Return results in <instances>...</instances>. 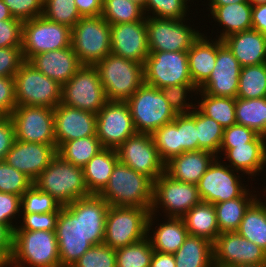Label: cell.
I'll use <instances>...</instances> for the list:
<instances>
[{
	"label": "cell",
	"mask_w": 266,
	"mask_h": 267,
	"mask_svg": "<svg viewBox=\"0 0 266 267\" xmlns=\"http://www.w3.org/2000/svg\"><path fill=\"white\" fill-rule=\"evenodd\" d=\"M108 208L96 194L62 206L55 230L61 267H72L92 246L104 243Z\"/></svg>",
	"instance_id": "cell-1"
},
{
	"label": "cell",
	"mask_w": 266,
	"mask_h": 267,
	"mask_svg": "<svg viewBox=\"0 0 266 267\" xmlns=\"http://www.w3.org/2000/svg\"><path fill=\"white\" fill-rule=\"evenodd\" d=\"M154 181L117 162L108 184L98 194L109 206L142 207L151 211Z\"/></svg>",
	"instance_id": "cell-2"
},
{
	"label": "cell",
	"mask_w": 266,
	"mask_h": 267,
	"mask_svg": "<svg viewBox=\"0 0 266 267\" xmlns=\"http://www.w3.org/2000/svg\"><path fill=\"white\" fill-rule=\"evenodd\" d=\"M33 185L50 194L62 206L92 195L86 186L83 168L69 163L58 154L33 181Z\"/></svg>",
	"instance_id": "cell-3"
},
{
	"label": "cell",
	"mask_w": 266,
	"mask_h": 267,
	"mask_svg": "<svg viewBox=\"0 0 266 267\" xmlns=\"http://www.w3.org/2000/svg\"><path fill=\"white\" fill-rule=\"evenodd\" d=\"M10 267H61L55 231L14 230Z\"/></svg>",
	"instance_id": "cell-4"
},
{
	"label": "cell",
	"mask_w": 266,
	"mask_h": 267,
	"mask_svg": "<svg viewBox=\"0 0 266 267\" xmlns=\"http://www.w3.org/2000/svg\"><path fill=\"white\" fill-rule=\"evenodd\" d=\"M95 67L108 101L126 102L145 82L144 65L110 53Z\"/></svg>",
	"instance_id": "cell-5"
},
{
	"label": "cell",
	"mask_w": 266,
	"mask_h": 267,
	"mask_svg": "<svg viewBox=\"0 0 266 267\" xmlns=\"http://www.w3.org/2000/svg\"><path fill=\"white\" fill-rule=\"evenodd\" d=\"M110 24L99 16L82 17L71 28V46L82 65L95 66L111 53Z\"/></svg>",
	"instance_id": "cell-6"
},
{
	"label": "cell",
	"mask_w": 266,
	"mask_h": 267,
	"mask_svg": "<svg viewBox=\"0 0 266 267\" xmlns=\"http://www.w3.org/2000/svg\"><path fill=\"white\" fill-rule=\"evenodd\" d=\"M126 102L137 133L152 134L177 115L161 90L145 83Z\"/></svg>",
	"instance_id": "cell-7"
},
{
	"label": "cell",
	"mask_w": 266,
	"mask_h": 267,
	"mask_svg": "<svg viewBox=\"0 0 266 267\" xmlns=\"http://www.w3.org/2000/svg\"><path fill=\"white\" fill-rule=\"evenodd\" d=\"M149 213L148 209L142 207L109 206L104 244L116 250L147 237Z\"/></svg>",
	"instance_id": "cell-8"
},
{
	"label": "cell",
	"mask_w": 266,
	"mask_h": 267,
	"mask_svg": "<svg viewBox=\"0 0 266 267\" xmlns=\"http://www.w3.org/2000/svg\"><path fill=\"white\" fill-rule=\"evenodd\" d=\"M17 106H43L54 109L61 103L62 86L25 61L14 75Z\"/></svg>",
	"instance_id": "cell-9"
},
{
	"label": "cell",
	"mask_w": 266,
	"mask_h": 267,
	"mask_svg": "<svg viewBox=\"0 0 266 267\" xmlns=\"http://www.w3.org/2000/svg\"><path fill=\"white\" fill-rule=\"evenodd\" d=\"M108 101L95 66L82 65L72 78L62 85L61 103L97 114Z\"/></svg>",
	"instance_id": "cell-10"
},
{
	"label": "cell",
	"mask_w": 266,
	"mask_h": 267,
	"mask_svg": "<svg viewBox=\"0 0 266 267\" xmlns=\"http://www.w3.org/2000/svg\"><path fill=\"white\" fill-rule=\"evenodd\" d=\"M71 46V28L43 15L23 22L22 52L25 61L34 55Z\"/></svg>",
	"instance_id": "cell-11"
},
{
	"label": "cell",
	"mask_w": 266,
	"mask_h": 267,
	"mask_svg": "<svg viewBox=\"0 0 266 267\" xmlns=\"http://www.w3.org/2000/svg\"><path fill=\"white\" fill-rule=\"evenodd\" d=\"M200 201L197 185L176 181L164 172L154 181L150 213L161 210L165 217L182 218Z\"/></svg>",
	"instance_id": "cell-12"
},
{
	"label": "cell",
	"mask_w": 266,
	"mask_h": 267,
	"mask_svg": "<svg viewBox=\"0 0 266 267\" xmlns=\"http://www.w3.org/2000/svg\"><path fill=\"white\" fill-rule=\"evenodd\" d=\"M144 62V82L162 89L177 84H193L187 51H149Z\"/></svg>",
	"instance_id": "cell-13"
},
{
	"label": "cell",
	"mask_w": 266,
	"mask_h": 267,
	"mask_svg": "<svg viewBox=\"0 0 266 267\" xmlns=\"http://www.w3.org/2000/svg\"><path fill=\"white\" fill-rule=\"evenodd\" d=\"M187 20L188 17L180 20L146 17L149 51H188L202 32L187 25Z\"/></svg>",
	"instance_id": "cell-14"
},
{
	"label": "cell",
	"mask_w": 266,
	"mask_h": 267,
	"mask_svg": "<svg viewBox=\"0 0 266 267\" xmlns=\"http://www.w3.org/2000/svg\"><path fill=\"white\" fill-rule=\"evenodd\" d=\"M240 175L243 174L216 158L197 183L201 201L216 204L241 197L248 185L243 184Z\"/></svg>",
	"instance_id": "cell-15"
},
{
	"label": "cell",
	"mask_w": 266,
	"mask_h": 267,
	"mask_svg": "<svg viewBox=\"0 0 266 267\" xmlns=\"http://www.w3.org/2000/svg\"><path fill=\"white\" fill-rule=\"evenodd\" d=\"M10 118L14 122L16 140L56 144L54 109L43 106H16Z\"/></svg>",
	"instance_id": "cell-16"
},
{
	"label": "cell",
	"mask_w": 266,
	"mask_h": 267,
	"mask_svg": "<svg viewBox=\"0 0 266 267\" xmlns=\"http://www.w3.org/2000/svg\"><path fill=\"white\" fill-rule=\"evenodd\" d=\"M96 116V136L103 148L116 150L137 133L127 102L107 101Z\"/></svg>",
	"instance_id": "cell-17"
},
{
	"label": "cell",
	"mask_w": 266,
	"mask_h": 267,
	"mask_svg": "<svg viewBox=\"0 0 266 267\" xmlns=\"http://www.w3.org/2000/svg\"><path fill=\"white\" fill-rule=\"evenodd\" d=\"M116 151L121 163L153 181L165 172V162L161 159L151 134L136 133L128 137Z\"/></svg>",
	"instance_id": "cell-18"
},
{
	"label": "cell",
	"mask_w": 266,
	"mask_h": 267,
	"mask_svg": "<svg viewBox=\"0 0 266 267\" xmlns=\"http://www.w3.org/2000/svg\"><path fill=\"white\" fill-rule=\"evenodd\" d=\"M266 263V251L237 232H223L213 242L214 267Z\"/></svg>",
	"instance_id": "cell-19"
},
{
	"label": "cell",
	"mask_w": 266,
	"mask_h": 267,
	"mask_svg": "<svg viewBox=\"0 0 266 267\" xmlns=\"http://www.w3.org/2000/svg\"><path fill=\"white\" fill-rule=\"evenodd\" d=\"M111 53L144 64L149 55L146 17L142 21L110 25Z\"/></svg>",
	"instance_id": "cell-20"
},
{
	"label": "cell",
	"mask_w": 266,
	"mask_h": 267,
	"mask_svg": "<svg viewBox=\"0 0 266 267\" xmlns=\"http://www.w3.org/2000/svg\"><path fill=\"white\" fill-rule=\"evenodd\" d=\"M242 66L223 43L217 50V59L210 77L198 88L213 96L237 97Z\"/></svg>",
	"instance_id": "cell-21"
},
{
	"label": "cell",
	"mask_w": 266,
	"mask_h": 267,
	"mask_svg": "<svg viewBox=\"0 0 266 267\" xmlns=\"http://www.w3.org/2000/svg\"><path fill=\"white\" fill-rule=\"evenodd\" d=\"M56 154V144L15 140L4 161L34 181Z\"/></svg>",
	"instance_id": "cell-22"
},
{
	"label": "cell",
	"mask_w": 266,
	"mask_h": 267,
	"mask_svg": "<svg viewBox=\"0 0 266 267\" xmlns=\"http://www.w3.org/2000/svg\"><path fill=\"white\" fill-rule=\"evenodd\" d=\"M96 121L94 113L58 104L54 108L56 147L67 141L95 136Z\"/></svg>",
	"instance_id": "cell-23"
},
{
	"label": "cell",
	"mask_w": 266,
	"mask_h": 267,
	"mask_svg": "<svg viewBox=\"0 0 266 267\" xmlns=\"http://www.w3.org/2000/svg\"><path fill=\"white\" fill-rule=\"evenodd\" d=\"M265 149L266 137L258 135L252 142L245 143V145H221L218 158L225 156V161H221L227 160L229 167L243 175L246 173L249 179L252 178L251 176L256 177L264 170Z\"/></svg>",
	"instance_id": "cell-24"
},
{
	"label": "cell",
	"mask_w": 266,
	"mask_h": 267,
	"mask_svg": "<svg viewBox=\"0 0 266 267\" xmlns=\"http://www.w3.org/2000/svg\"><path fill=\"white\" fill-rule=\"evenodd\" d=\"M28 62L61 86L82 67L72 46L36 54Z\"/></svg>",
	"instance_id": "cell-25"
},
{
	"label": "cell",
	"mask_w": 266,
	"mask_h": 267,
	"mask_svg": "<svg viewBox=\"0 0 266 267\" xmlns=\"http://www.w3.org/2000/svg\"><path fill=\"white\" fill-rule=\"evenodd\" d=\"M216 158L204 150L184 152L165 163V173L176 181L197 185Z\"/></svg>",
	"instance_id": "cell-26"
},
{
	"label": "cell",
	"mask_w": 266,
	"mask_h": 267,
	"mask_svg": "<svg viewBox=\"0 0 266 267\" xmlns=\"http://www.w3.org/2000/svg\"><path fill=\"white\" fill-rule=\"evenodd\" d=\"M222 41L242 67L266 63V36L259 31L236 32Z\"/></svg>",
	"instance_id": "cell-27"
},
{
	"label": "cell",
	"mask_w": 266,
	"mask_h": 267,
	"mask_svg": "<svg viewBox=\"0 0 266 267\" xmlns=\"http://www.w3.org/2000/svg\"><path fill=\"white\" fill-rule=\"evenodd\" d=\"M155 216H158V214L149 213L147 220V237L149 238L154 251L175 253L189 235L183 219L165 217L166 221L164 220L163 223L160 222V224L158 223L157 226L153 227V223L157 222L156 218H158ZM150 230L152 231L150 232Z\"/></svg>",
	"instance_id": "cell-28"
},
{
	"label": "cell",
	"mask_w": 266,
	"mask_h": 267,
	"mask_svg": "<svg viewBox=\"0 0 266 267\" xmlns=\"http://www.w3.org/2000/svg\"><path fill=\"white\" fill-rule=\"evenodd\" d=\"M208 37L202 33L187 51L189 74L197 88L210 77L217 59V50L223 44L218 38L211 40L212 37Z\"/></svg>",
	"instance_id": "cell-29"
},
{
	"label": "cell",
	"mask_w": 266,
	"mask_h": 267,
	"mask_svg": "<svg viewBox=\"0 0 266 267\" xmlns=\"http://www.w3.org/2000/svg\"><path fill=\"white\" fill-rule=\"evenodd\" d=\"M211 18L223 28L218 39L228 35L252 29V5L249 2L233 3L225 6H209ZM225 28V29H224Z\"/></svg>",
	"instance_id": "cell-30"
},
{
	"label": "cell",
	"mask_w": 266,
	"mask_h": 267,
	"mask_svg": "<svg viewBox=\"0 0 266 267\" xmlns=\"http://www.w3.org/2000/svg\"><path fill=\"white\" fill-rule=\"evenodd\" d=\"M118 161L115 149L104 148L83 167L85 183L91 194L98 195L105 188Z\"/></svg>",
	"instance_id": "cell-31"
},
{
	"label": "cell",
	"mask_w": 266,
	"mask_h": 267,
	"mask_svg": "<svg viewBox=\"0 0 266 267\" xmlns=\"http://www.w3.org/2000/svg\"><path fill=\"white\" fill-rule=\"evenodd\" d=\"M182 219L189 235L204 237L213 243L220 234L214 204L200 201Z\"/></svg>",
	"instance_id": "cell-32"
},
{
	"label": "cell",
	"mask_w": 266,
	"mask_h": 267,
	"mask_svg": "<svg viewBox=\"0 0 266 267\" xmlns=\"http://www.w3.org/2000/svg\"><path fill=\"white\" fill-rule=\"evenodd\" d=\"M173 255L175 267H214L213 243L204 237L188 235Z\"/></svg>",
	"instance_id": "cell-33"
},
{
	"label": "cell",
	"mask_w": 266,
	"mask_h": 267,
	"mask_svg": "<svg viewBox=\"0 0 266 267\" xmlns=\"http://www.w3.org/2000/svg\"><path fill=\"white\" fill-rule=\"evenodd\" d=\"M251 193L248 189L241 197L214 204L220 233L238 230L246 210L259 196Z\"/></svg>",
	"instance_id": "cell-34"
},
{
	"label": "cell",
	"mask_w": 266,
	"mask_h": 267,
	"mask_svg": "<svg viewBox=\"0 0 266 267\" xmlns=\"http://www.w3.org/2000/svg\"><path fill=\"white\" fill-rule=\"evenodd\" d=\"M196 95L201 97V101H196V107L204 115L213 118L224 129L236 124V98L213 96L199 90Z\"/></svg>",
	"instance_id": "cell-35"
},
{
	"label": "cell",
	"mask_w": 266,
	"mask_h": 267,
	"mask_svg": "<svg viewBox=\"0 0 266 267\" xmlns=\"http://www.w3.org/2000/svg\"><path fill=\"white\" fill-rule=\"evenodd\" d=\"M236 232L266 251V206L258 198L246 210Z\"/></svg>",
	"instance_id": "cell-36"
},
{
	"label": "cell",
	"mask_w": 266,
	"mask_h": 267,
	"mask_svg": "<svg viewBox=\"0 0 266 267\" xmlns=\"http://www.w3.org/2000/svg\"><path fill=\"white\" fill-rule=\"evenodd\" d=\"M236 123L266 137V97L242 99L236 97Z\"/></svg>",
	"instance_id": "cell-37"
},
{
	"label": "cell",
	"mask_w": 266,
	"mask_h": 267,
	"mask_svg": "<svg viewBox=\"0 0 266 267\" xmlns=\"http://www.w3.org/2000/svg\"><path fill=\"white\" fill-rule=\"evenodd\" d=\"M103 149L95 135L64 142L57 148V154L69 163L83 168Z\"/></svg>",
	"instance_id": "cell-38"
},
{
	"label": "cell",
	"mask_w": 266,
	"mask_h": 267,
	"mask_svg": "<svg viewBox=\"0 0 266 267\" xmlns=\"http://www.w3.org/2000/svg\"><path fill=\"white\" fill-rule=\"evenodd\" d=\"M263 97H266V63L242 67L237 98L257 99Z\"/></svg>",
	"instance_id": "cell-39"
},
{
	"label": "cell",
	"mask_w": 266,
	"mask_h": 267,
	"mask_svg": "<svg viewBox=\"0 0 266 267\" xmlns=\"http://www.w3.org/2000/svg\"><path fill=\"white\" fill-rule=\"evenodd\" d=\"M101 16L110 25L145 19L143 8L130 0H103Z\"/></svg>",
	"instance_id": "cell-40"
},
{
	"label": "cell",
	"mask_w": 266,
	"mask_h": 267,
	"mask_svg": "<svg viewBox=\"0 0 266 267\" xmlns=\"http://www.w3.org/2000/svg\"><path fill=\"white\" fill-rule=\"evenodd\" d=\"M196 128L200 150L213 153L218 158V153L223 140L224 128L213 118L204 115L196 107Z\"/></svg>",
	"instance_id": "cell-41"
},
{
	"label": "cell",
	"mask_w": 266,
	"mask_h": 267,
	"mask_svg": "<svg viewBox=\"0 0 266 267\" xmlns=\"http://www.w3.org/2000/svg\"><path fill=\"white\" fill-rule=\"evenodd\" d=\"M151 135L155 147L165 163L172 157L180 155L179 114L175 116L173 122L163 125Z\"/></svg>",
	"instance_id": "cell-42"
},
{
	"label": "cell",
	"mask_w": 266,
	"mask_h": 267,
	"mask_svg": "<svg viewBox=\"0 0 266 267\" xmlns=\"http://www.w3.org/2000/svg\"><path fill=\"white\" fill-rule=\"evenodd\" d=\"M116 267H150L154 249L148 237L115 250Z\"/></svg>",
	"instance_id": "cell-43"
},
{
	"label": "cell",
	"mask_w": 266,
	"mask_h": 267,
	"mask_svg": "<svg viewBox=\"0 0 266 267\" xmlns=\"http://www.w3.org/2000/svg\"><path fill=\"white\" fill-rule=\"evenodd\" d=\"M43 16L70 28L82 18L75 0H44Z\"/></svg>",
	"instance_id": "cell-44"
},
{
	"label": "cell",
	"mask_w": 266,
	"mask_h": 267,
	"mask_svg": "<svg viewBox=\"0 0 266 267\" xmlns=\"http://www.w3.org/2000/svg\"><path fill=\"white\" fill-rule=\"evenodd\" d=\"M21 213L60 212L62 205L50 194L38 190L32 185L21 196Z\"/></svg>",
	"instance_id": "cell-45"
},
{
	"label": "cell",
	"mask_w": 266,
	"mask_h": 267,
	"mask_svg": "<svg viewBox=\"0 0 266 267\" xmlns=\"http://www.w3.org/2000/svg\"><path fill=\"white\" fill-rule=\"evenodd\" d=\"M188 4L187 0H147L143 11L145 17L180 20L187 17Z\"/></svg>",
	"instance_id": "cell-46"
},
{
	"label": "cell",
	"mask_w": 266,
	"mask_h": 267,
	"mask_svg": "<svg viewBox=\"0 0 266 267\" xmlns=\"http://www.w3.org/2000/svg\"><path fill=\"white\" fill-rule=\"evenodd\" d=\"M32 185L33 181L24 173L0 161V192L21 197Z\"/></svg>",
	"instance_id": "cell-47"
},
{
	"label": "cell",
	"mask_w": 266,
	"mask_h": 267,
	"mask_svg": "<svg viewBox=\"0 0 266 267\" xmlns=\"http://www.w3.org/2000/svg\"><path fill=\"white\" fill-rule=\"evenodd\" d=\"M160 90L176 114H187L196 106L193 102L187 101L191 94L197 93L198 88L194 84H177Z\"/></svg>",
	"instance_id": "cell-48"
},
{
	"label": "cell",
	"mask_w": 266,
	"mask_h": 267,
	"mask_svg": "<svg viewBox=\"0 0 266 267\" xmlns=\"http://www.w3.org/2000/svg\"><path fill=\"white\" fill-rule=\"evenodd\" d=\"M72 267H116L115 249L104 243L94 245Z\"/></svg>",
	"instance_id": "cell-49"
},
{
	"label": "cell",
	"mask_w": 266,
	"mask_h": 267,
	"mask_svg": "<svg viewBox=\"0 0 266 267\" xmlns=\"http://www.w3.org/2000/svg\"><path fill=\"white\" fill-rule=\"evenodd\" d=\"M180 154L189 151H198L196 106L187 114H179Z\"/></svg>",
	"instance_id": "cell-50"
},
{
	"label": "cell",
	"mask_w": 266,
	"mask_h": 267,
	"mask_svg": "<svg viewBox=\"0 0 266 267\" xmlns=\"http://www.w3.org/2000/svg\"><path fill=\"white\" fill-rule=\"evenodd\" d=\"M59 212H49V213H21L20 216L22 220L18 223L15 219V230H27V231H55L56 222ZM22 221V222H21ZM21 223V224H20ZM19 226H18V225Z\"/></svg>",
	"instance_id": "cell-51"
},
{
	"label": "cell",
	"mask_w": 266,
	"mask_h": 267,
	"mask_svg": "<svg viewBox=\"0 0 266 267\" xmlns=\"http://www.w3.org/2000/svg\"><path fill=\"white\" fill-rule=\"evenodd\" d=\"M13 18L31 20L43 15L44 0H3Z\"/></svg>",
	"instance_id": "cell-52"
},
{
	"label": "cell",
	"mask_w": 266,
	"mask_h": 267,
	"mask_svg": "<svg viewBox=\"0 0 266 267\" xmlns=\"http://www.w3.org/2000/svg\"><path fill=\"white\" fill-rule=\"evenodd\" d=\"M20 205V196L0 192V224L7 226L12 232H14L16 228L13 219L20 218Z\"/></svg>",
	"instance_id": "cell-53"
},
{
	"label": "cell",
	"mask_w": 266,
	"mask_h": 267,
	"mask_svg": "<svg viewBox=\"0 0 266 267\" xmlns=\"http://www.w3.org/2000/svg\"><path fill=\"white\" fill-rule=\"evenodd\" d=\"M24 62L22 46L0 47V77H14Z\"/></svg>",
	"instance_id": "cell-54"
},
{
	"label": "cell",
	"mask_w": 266,
	"mask_h": 267,
	"mask_svg": "<svg viewBox=\"0 0 266 267\" xmlns=\"http://www.w3.org/2000/svg\"><path fill=\"white\" fill-rule=\"evenodd\" d=\"M23 21L8 19L0 21V47L22 46Z\"/></svg>",
	"instance_id": "cell-55"
},
{
	"label": "cell",
	"mask_w": 266,
	"mask_h": 267,
	"mask_svg": "<svg viewBox=\"0 0 266 267\" xmlns=\"http://www.w3.org/2000/svg\"><path fill=\"white\" fill-rule=\"evenodd\" d=\"M258 135L254 130L236 123L224 129L221 145H245Z\"/></svg>",
	"instance_id": "cell-56"
},
{
	"label": "cell",
	"mask_w": 266,
	"mask_h": 267,
	"mask_svg": "<svg viewBox=\"0 0 266 267\" xmlns=\"http://www.w3.org/2000/svg\"><path fill=\"white\" fill-rule=\"evenodd\" d=\"M16 106L14 77H0V112L10 117Z\"/></svg>",
	"instance_id": "cell-57"
},
{
	"label": "cell",
	"mask_w": 266,
	"mask_h": 267,
	"mask_svg": "<svg viewBox=\"0 0 266 267\" xmlns=\"http://www.w3.org/2000/svg\"><path fill=\"white\" fill-rule=\"evenodd\" d=\"M15 140L14 122L10 117H6L0 122V161H4Z\"/></svg>",
	"instance_id": "cell-58"
},
{
	"label": "cell",
	"mask_w": 266,
	"mask_h": 267,
	"mask_svg": "<svg viewBox=\"0 0 266 267\" xmlns=\"http://www.w3.org/2000/svg\"><path fill=\"white\" fill-rule=\"evenodd\" d=\"M13 232L0 224V257L8 263L12 253Z\"/></svg>",
	"instance_id": "cell-59"
},
{
	"label": "cell",
	"mask_w": 266,
	"mask_h": 267,
	"mask_svg": "<svg viewBox=\"0 0 266 267\" xmlns=\"http://www.w3.org/2000/svg\"><path fill=\"white\" fill-rule=\"evenodd\" d=\"M103 0H75L82 17L99 16L102 13Z\"/></svg>",
	"instance_id": "cell-60"
},
{
	"label": "cell",
	"mask_w": 266,
	"mask_h": 267,
	"mask_svg": "<svg viewBox=\"0 0 266 267\" xmlns=\"http://www.w3.org/2000/svg\"><path fill=\"white\" fill-rule=\"evenodd\" d=\"M252 29L266 36V4L252 6Z\"/></svg>",
	"instance_id": "cell-61"
},
{
	"label": "cell",
	"mask_w": 266,
	"mask_h": 267,
	"mask_svg": "<svg viewBox=\"0 0 266 267\" xmlns=\"http://www.w3.org/2000/svg\"><path fill=\"white\" fill-rule=\"evenodd\" d=\"M150 267H175V258L172 253L154 251Z\"/></svg>",
	"instance_id": "cell-62"
},
{
	"label": "cell",
	"mask_w": 266,
	"mask_h": 267,
	"mask_svg": "<svg viewBox=\"0 0 266 267\" xmlns=\"http://www.w3.org/2000/svg\"><path fill=\"white\" fill-rule=\"evenodd\" d=\"M8 19H16V18H13L7 5L3 2V0H0V21Z\"/></svg>",
	"instance_id": "cell-63"
},
{
	"label": "cell",
	"mask_w": 266,
	"mask_h": 267,
	"mask_svg": "<svg viewBox=\"0 0 266 267\" xmlns=\"http://www.w3.org/2000/svg\"><path fill=\"white\" fill-rule=\"evenodd\" d=\"M209 6H225L233 3L249 2L248 0H207Z\"/></svg>",
	"instance_id": "cell-64"
},
{
	"label": "cell",
	"mask_w": 266,
	"mask_h": 267,
	"mask_svg": "<svg viewBox=\"0 0 266 267\" xmlns=\"http://www.w3.org/2000/svg\"><path fill=\"white\" fill-rule=\"evenodd\" d=\"M229 267H266V263H260V264H240V265L229 266Z\"/></svg>",
	"instance_id": "cell-65"
},
{
	"label": "cell",
	"mask_w": 266,
	"mask_h": 267,
	"mask_svg": "<svg viewBox=\"0 0 266 267\" xmlns=\"http://www.w3.org/2000/svg\"><path fill=\"white\" fill-rule=\"evenodd\" d=\"M252 6L266 4V0H248Z\"/></svg>",
	"instance_id": "cell-66"
},
{
	"label": "cell",
	"mask_w": 266,
	"mask_h": 267,
	"mask_svg": "<svg viewBox=\"0 0 266 267\" xmlns=\"http://www.w3.org/2000/svg\"><path fill=\"white\" fill-rule=\"evenodd\" d=\"M134 3H137L138 5H140L143 9L145 8V3L147 0H130Z\"/></svg>",
	"instance_id": "cell-67"
},
{
	"label": "cell",
	"mask_w": 266,
	"mask_h": 267,
	"mask_svg": "<svg viewBox=\"0 0 266 267\" xmlns=\"http://www.w3.org/2000/svg\"><path fill=\"white\" fill-rule=\"evenodd\" d=\"M0 267H9L8 263H6L1 257H0Z\"/></svg>",
	"instance_id": "cell-68"
},
{
	"label": "cell",
	"mask_w": 266,
	"mask_h": 267,
	"mask_svg": "<svg viewBox=\"0 0 266 267\" xmlns=\"http://www.w3.org/2000/svg\"><path fill=\"white\" fill-rule=\"evenodd\" d=\"M265 188L263 189V192L264 193H266V186H264ZM258 199L262 202V203H266V198L264 197V202H263V200L261 199V197L259 198L258 197Z\"/></svg>",
	"instance_id": "cell-69"
},
{
	"label": "cell",
	"mask_w": 266,
	"mask_h": 267,
	"mask_svg": "<svg viewBox=\"0 0 266 267\" xmlns=\"http://www.w3.org/2000/svg\"><path fill=\"white\" fill-rule=\"evenodd\" d=\"M5 118H6V116L0 112V122H1L2 120H4Z\"/></svg>",
	"instance_id": "cell-70"
},
{
	"label": "cell",
	"mask_w": 266,
	"mask_h": 267,
	"mask_svg": "<svg viewBox=\"0 0 266 267\" xmlns=\"http://www.w3.org/2000/svg\"><path fill=\"white\" fill-rule=\"evenodd\" d=\"M264 167H266V149H265V160H264Z\"/></svg>",
	"instance_id": "cell-71"
}]
</instances>
